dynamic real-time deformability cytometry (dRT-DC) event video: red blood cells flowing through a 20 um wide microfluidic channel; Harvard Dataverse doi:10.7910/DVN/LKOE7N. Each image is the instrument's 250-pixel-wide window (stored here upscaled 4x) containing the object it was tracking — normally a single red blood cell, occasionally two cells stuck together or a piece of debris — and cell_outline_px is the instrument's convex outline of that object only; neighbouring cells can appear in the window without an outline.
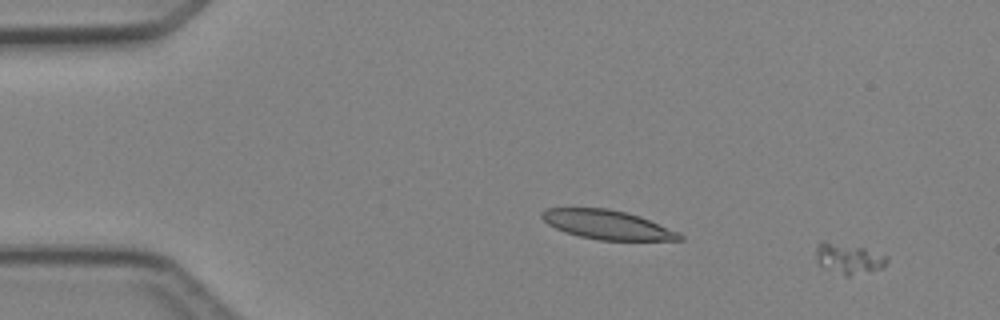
{"species": "Egyptian fruit bat (a non-hibernating species)", "species_latin": "Rousettus aegyptiacus", "temperature_condition": "cold", "stored_images_in_passage": 5, "camera_frame_rate_fps": 3000, "um_per_image_px": 0.085, "animal": {"sex": "female"}, "frame": {"image": 1, "passage_image": 1, "time_ms": 0.0, "image_size_px": [1000, 320], "cell_outline_px": [[888, 260], [884, 268], [848, 276], [844, 276], [824, 268], [820, 264], [816, 256], [816, 248], [824, 240], [864, 248], [888, 256]], "centroid_in_image_um": [72.15, 21.99], "position_along_channel_um": 12.8, "area_um2": 12.54}}
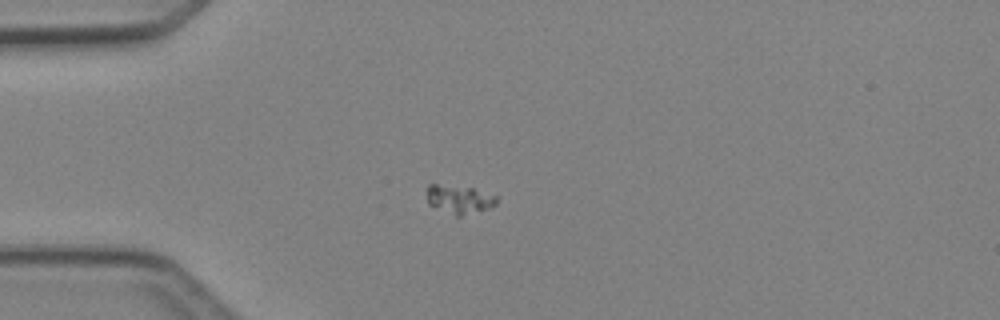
{"frame": {"image": 2, "passage_image": 3, "time_ms": 3.333, "image_size_px": [1000, 320], "cell_outline_px": [[496, 204], [492, 208], [460, 216], [456, 216], [428, 204], [428, 184], [436, 184], [472, 188], [496, 196]], "centroid_in_image_um": [39.05, 16.95], "position_along_channel_um": 46.0, "area_um2": 11.39}}
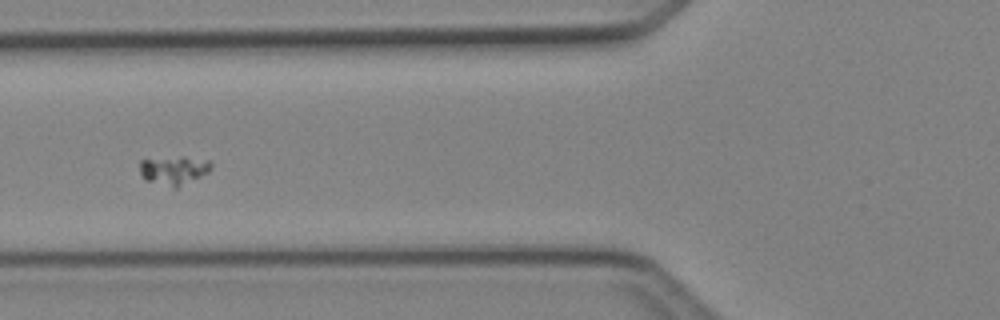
{"frame": {"image": 3, "passage_image": 5, "time_ms": 5.333, "image_size_px": [1000, 320], "cell_outline_px": [[212, 168], [208, 172], [176, 188], [144, 180], [140, 172], [140, 160], [180, 156], [184, 156], [212, 160]], "centroid_in_image_um": [14.8, 14.45], "position_along_channel_um": 111.0, "area_um2": 12.02}}